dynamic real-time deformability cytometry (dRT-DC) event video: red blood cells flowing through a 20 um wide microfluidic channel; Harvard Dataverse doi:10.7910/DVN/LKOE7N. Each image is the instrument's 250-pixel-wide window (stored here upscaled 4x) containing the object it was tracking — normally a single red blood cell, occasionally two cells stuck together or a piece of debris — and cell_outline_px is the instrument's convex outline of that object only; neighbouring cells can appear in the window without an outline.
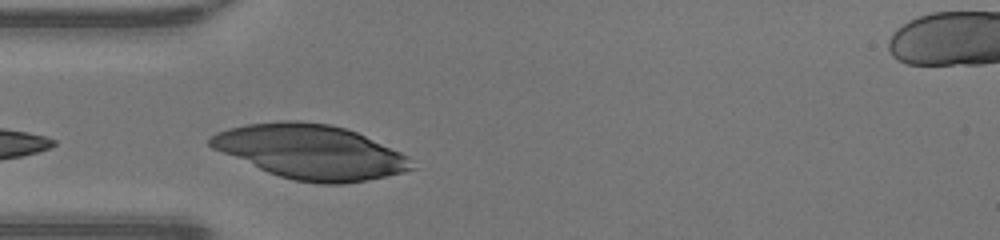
{"species": "human", "species_latin": "Homo sapiens", "temperature_condition": "warm", "stored_images_in_passage": 10, "segment_of_instrument_passage": [1, 2], "camera_frame_rate_fps": 3000, "um_per_image_px": 0.085, "donor": {"sex": "male"}, "frame": {"image": 1, "passage_image": 1, "time_ms": 0.0, "image_size_px": [1000, 240], "cell_outline_px": [[416, 168], [404, 172], [368, 180], [344, 184], [320, 184], [296, 180], [280, 176], [268, 172], [212, 148], [208, 144], [208, 140], [216, 132], [228, 128], [248, 124], [280, 120], [300, 120], [328, 124], [344, 128], [356, 132], [400, 152], [408, 156]], "centroid_in_image_um": [26.4, 12.9], "position_along_channel_um": 58.6, "area_um2": 63.35}}